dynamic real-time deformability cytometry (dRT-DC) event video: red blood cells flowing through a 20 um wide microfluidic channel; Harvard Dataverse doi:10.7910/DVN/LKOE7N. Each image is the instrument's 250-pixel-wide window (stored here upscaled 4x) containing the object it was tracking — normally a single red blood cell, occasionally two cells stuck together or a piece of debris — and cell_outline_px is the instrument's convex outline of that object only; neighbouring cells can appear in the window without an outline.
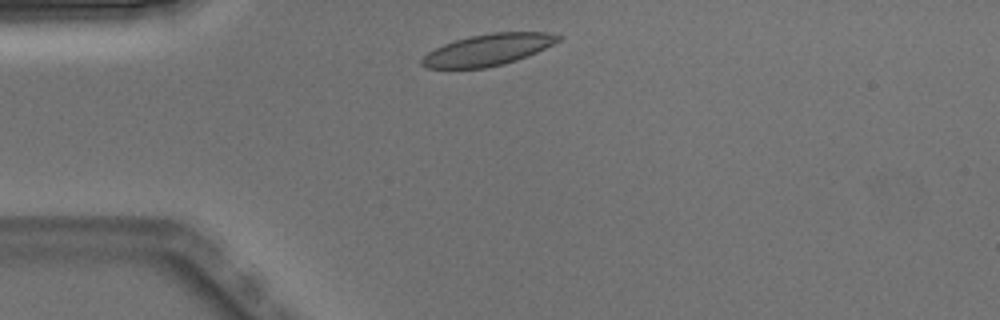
{"species": "Egyptian fruit bat (a non-hibernating species)", "species_latin": "Rousettus aegyptiacus", "temperature_condition": "warm", "stored_images_in_passage": 3, "camera_frame_rate_fps": 3000, "um_per_image_px": 0.085, "animal": {"sex": "male"}, "frame": {"image": 1, "passage_image": 1, "time_ms": 0.0, "image_size_px": [1000, 320], "cell_outline_px": [[564, 36], [560, 40], [528, 56], [504, 64], [484, 68], [428, 68], [420, 64], [420, 60], [428, 52], [444, 44], [456, 40], [472, 36], [492, 32], [548, 32]], "centroid_in_image_um": [41.49, 4.23], "position_along_channel_um": 43.5, "area_um2": 24.85}}
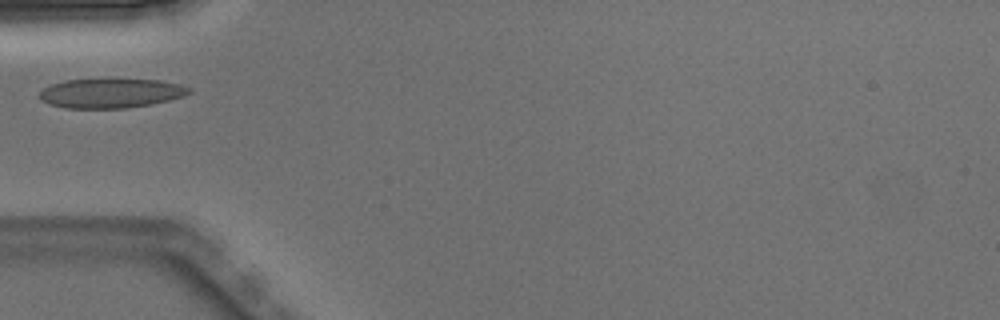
{"frame": {"image": 2, "passage_image": 2, "time_ms": 0.333, "image_size_px": [1000, 320], "cell_outline_px": [[192, 92], [184, 96], [152, 104], [128, 108], [64, 108], [48, 104], [40, 100], [40, 92], [44, 88], [52, 84], [64, 80], [108, 76], [112, 76], [160, 80], [180, 84], [192, 88]], "centroid_in_image_um": [9.44, 7.87], "position_along_channel_um": 75.6, "area_um2": 26.99}}